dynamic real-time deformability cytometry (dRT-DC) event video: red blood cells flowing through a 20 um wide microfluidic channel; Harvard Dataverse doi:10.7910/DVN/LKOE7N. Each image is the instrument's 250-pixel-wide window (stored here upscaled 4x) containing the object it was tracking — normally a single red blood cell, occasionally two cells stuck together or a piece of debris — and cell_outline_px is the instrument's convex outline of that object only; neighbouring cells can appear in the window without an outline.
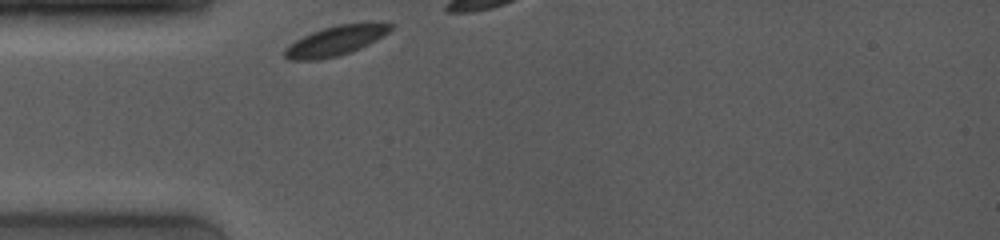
{"species": "common noctule bat (a hibernating species)", "species_latin": "Nyctalus noctula", "temperature_condition": "room temperature", "stored_images_in_passage": 7, "camera_frame_rate_fps": 4000, "um_per_image_px": 0.085, "animal": {"sex": "female", "body_mass_g": 19.0, "forearm_length_mm": 53.3}, "frame": {"image": 1, "passage_image": 1, "time_ms": 0.0, "image_size_px": [1000, 240], "cell_outline_px": [[396, 24], [388, 32], [376, 40], [360, 48], [336, 56], [316, 60], [288, 60], [284, 56], [284, 48], [296, 40], [312, 32], [336, 24]], "centroid_in_image_um": [28.46, 3.48], "position_along_channel_um": 56.5, "area_um2": 17.8}}